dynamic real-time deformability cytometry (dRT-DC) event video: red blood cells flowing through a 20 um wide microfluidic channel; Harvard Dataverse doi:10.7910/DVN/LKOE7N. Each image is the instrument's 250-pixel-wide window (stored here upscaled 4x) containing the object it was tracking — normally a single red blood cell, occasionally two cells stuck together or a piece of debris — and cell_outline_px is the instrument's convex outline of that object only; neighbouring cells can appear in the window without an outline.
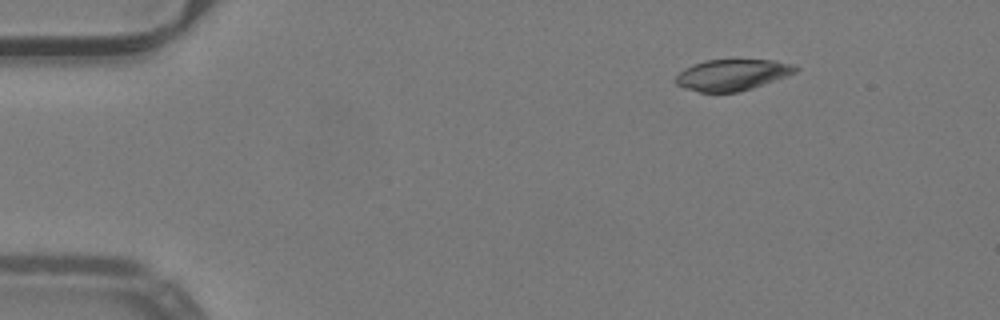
{"species": "common noctule bat (a hibernating species)", "species_latin": "Nyctalus noctula", "temperature_condition": "warm", "stored_images_in_passage": 12, "camera_frame_rate_fps": 3000, "um_per_image_px": 0.085, "animal": {"sex": "male", "body_mass_g": 19.2, "forearm_length_mm": 51.8}, "frame": {"image": 1, "passage_image": 1, "time_ms": 0.0, "image_size_px": [1000, 320], "cell_outline_px": [[800, 68], [796, 72], [752, 88], [736, 92], [700, 92], [684, 88], [676, 84], [676, 76], [684, 68], [692, 64], [704, 60], [776, 60], [792, 64]], "centroid_in_image_um": [62.22, 6.35], "position_along_channel_um": 22.8, "area_um2": 21.62}}
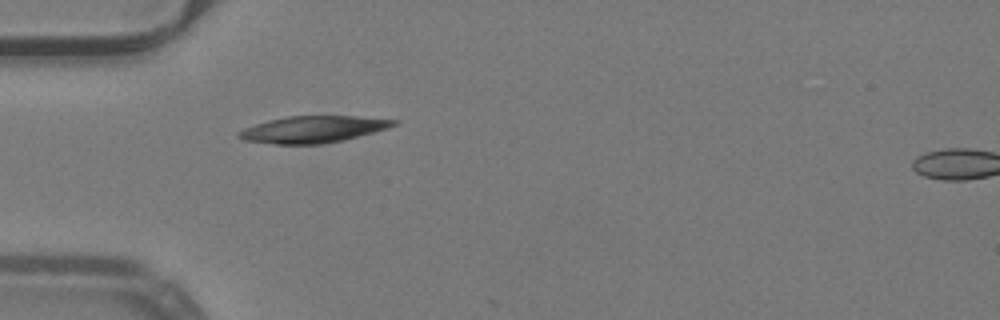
{"frame": {"image": 2, "passage_image": 10, "time_ms": 3.0, "image_size_px": [1000, 320], "cell_outline_px": [[400, 120], [396, 124], [388, 128], [344, 140], [324, 144], [276, 144], [244, 140], [236, 136], [236, 132], [244, 128], [268, 120], [288, 116], [352, 116]], "centroid_in_image_um": [26.59, 10.99], "position_along_channel_um": 58.4, "area_um2": 24.04}}